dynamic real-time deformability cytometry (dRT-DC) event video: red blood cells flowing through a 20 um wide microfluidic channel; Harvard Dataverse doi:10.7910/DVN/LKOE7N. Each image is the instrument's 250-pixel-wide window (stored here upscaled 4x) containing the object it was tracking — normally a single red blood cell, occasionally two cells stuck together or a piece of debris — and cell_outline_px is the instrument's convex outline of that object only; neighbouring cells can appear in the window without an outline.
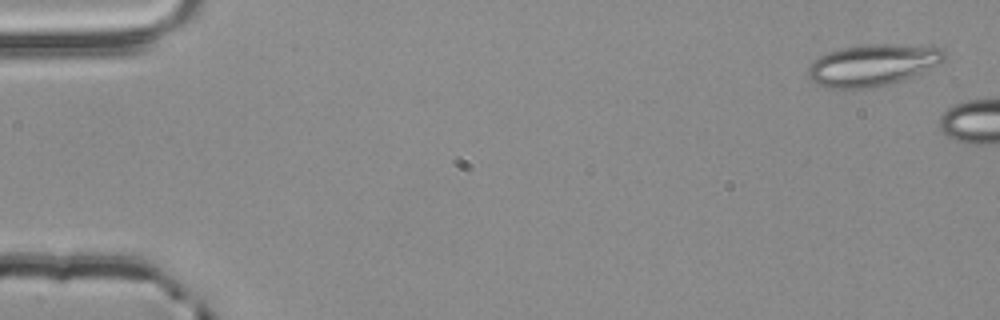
{"species": "common noctule bat (a hibernating species)", "species_latin": "Nyctalus noctula", "temperature_condition": "room temperature", "stored_images_in_passage": 2, "camera_frame_rate_fps": 3000, "um_per_image_px": 0.085, "animal": {"sex": "male", "body_mass_g": 20.4}, "frame": {"image": 1, "passage_image": 1, "time_ms": 0.0, "image_size_px": [1000, 320], "cell_outline_px": [[944, 60], [940, 64], [912, 76], [888, 84], [872, 88], [828, 88], [812, 80], [808, 76], [808, 68], [820, 56], [828, 52], [840, 48], [872, 44], [888, 44], [944, 48]], "centroid_in_image_um": [74.18, 5.53], "position_along_channel_um": 10.8, "area_um2": 32.54}}